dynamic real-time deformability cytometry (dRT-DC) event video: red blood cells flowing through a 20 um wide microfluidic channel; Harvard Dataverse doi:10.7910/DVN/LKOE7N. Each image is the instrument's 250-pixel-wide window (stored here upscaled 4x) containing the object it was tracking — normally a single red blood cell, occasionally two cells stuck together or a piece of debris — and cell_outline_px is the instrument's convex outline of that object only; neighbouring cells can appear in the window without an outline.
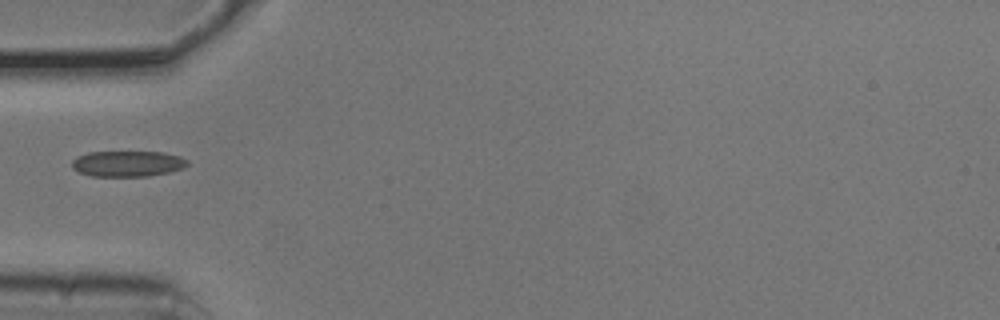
{"species": "common noctule bat (a hibernating species)", "species_latin": "Nyctalus noctula", "temperature_condition": "cold", "stored_images_in_passage": 2, "camera_frame_rate_fps": 3000, "um_per_image_px": 0.085, "animal": {"sex": "male", "body_mass_g": 20.5, "forearm_length_mm": 52.5}, "frame": {"image": 1, "passage_image": 1, "time_ms": 0.0, "image_size_px": [1000, 320], "cell_outline_px": [[188, 164], [184, 168], [168, 172], [148, 176], [92, 176], [80, 172], [72, 168], [72, 160], [76, 156], [88, 152], [164, 152], [180, 156], [188, 160]], "centroid_in_image_um": [10.85, 13.9], "position_along_channel_um": 74.2, "area_um2": 17.4}}
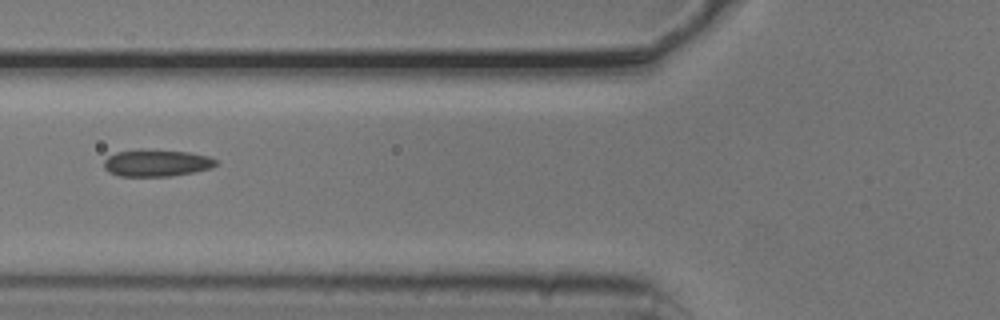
{"frame": {"image": 2, "passage_image": 2, "time_ms": 0.333, "image_size_px": [1000, 320], "cell_outline_px": [[220, 164], [212, 168], [192, 172], [168, 176], [120, 176], [108, 172], [104, 168], [104, 160], [108, 156], [116, 152], [140, 148], [188, 152], [208, 156], [216, 160]], "centroid_in_image_um": [13.29, 13.84], "position_along_channel_um": 112.5, "area_um2": 17.8}}